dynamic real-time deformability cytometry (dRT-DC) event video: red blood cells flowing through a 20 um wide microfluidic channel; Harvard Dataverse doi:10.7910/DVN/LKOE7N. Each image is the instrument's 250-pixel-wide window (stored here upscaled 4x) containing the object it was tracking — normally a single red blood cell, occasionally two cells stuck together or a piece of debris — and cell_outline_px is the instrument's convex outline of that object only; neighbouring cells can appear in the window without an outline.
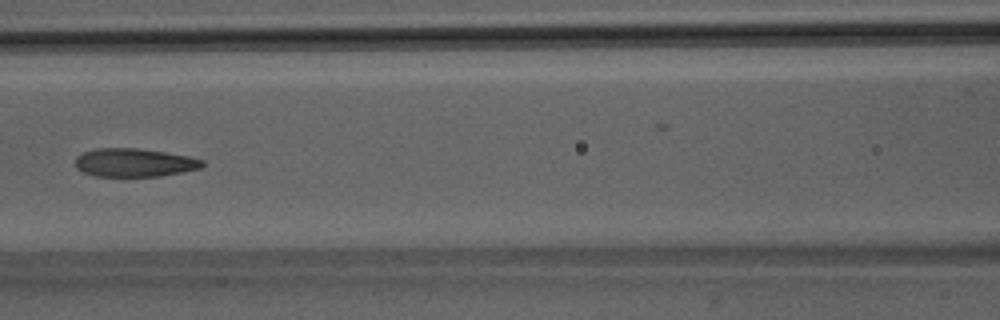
{"species": "Egyptian fruit bat (a non-hibernating species)", "species_latin": "Rousettus aegyptiacus", "temperature_condition": "room temperature", "stored_images_in_passage": 6, "camera_frame_rate_fps": 3000, "um_per_image_px": 0.085, "animal": {"sex": "male"}, "frame": {"image": 1, "passage_image": 5, "time_ms": 5.667, "image_size_px": [1000, 320], "cell_outline_px": [[204, 164], [200, 168], [160, 176], [96, 176], [84, 172], [76, 168], [76, 156], [84, 152], [96, 148], [136, 148], [164, 152], [188, 156], [204, 160]], "centroid_in_image_um": [11.4, 13.82], "position_along_channel_um": 155.2, "area_um2": 20.81}}
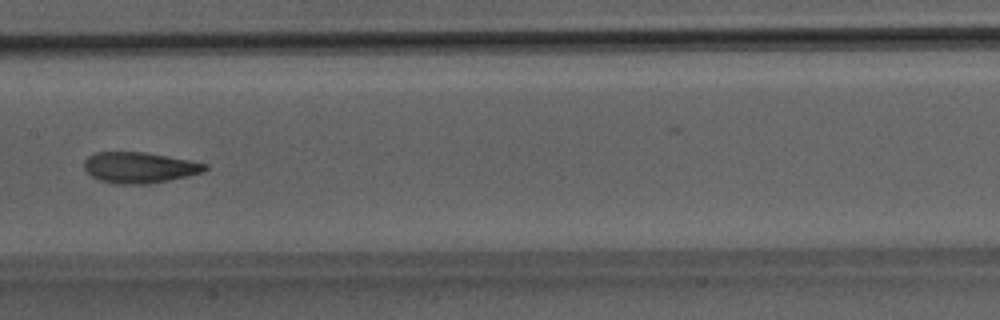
{"frame": {"image": 2, "passage_image": 6, "time_ms": 6.667, "image_size_px": [1000, 320], "cell_outline_px": [[208, 168], [204, 172], [168, 180], [148, 184], [112, 184], [100, 180], [92, 176], [84, 168], [84, 160], [88, 156], [96, 152], [144, 152], [188, 160], [208, 164]], "centroid_in_image_um": [11.83, 14.24], "position_along_channel_um": 195.6, "area_um2": 21.68}}